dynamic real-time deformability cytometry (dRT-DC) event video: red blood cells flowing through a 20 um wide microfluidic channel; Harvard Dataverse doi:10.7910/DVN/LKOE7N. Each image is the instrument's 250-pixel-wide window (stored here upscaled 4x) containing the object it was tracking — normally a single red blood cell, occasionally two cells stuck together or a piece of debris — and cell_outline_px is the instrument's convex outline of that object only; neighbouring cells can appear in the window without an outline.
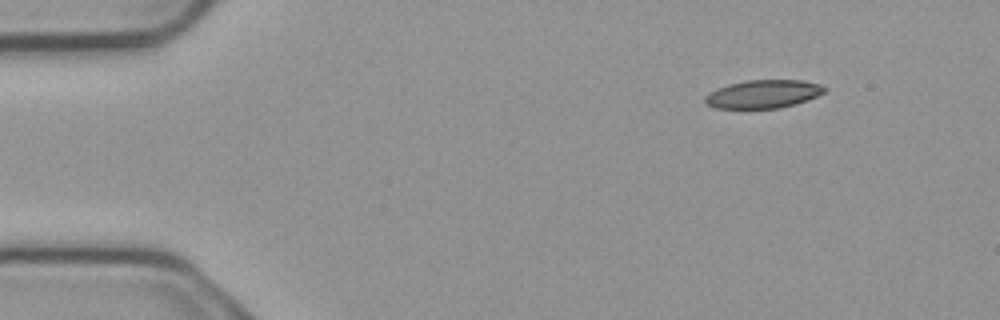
{"species": "common noctule bat (a hibernating species)", "species_latin": "Nyctalus noctula", "temperature_condition": "cold", "stored_images_in_passage": 6, "camera_frame_rate_fps": 3000, "um_per_image_px": 0.085, "animal": {"sex": "male", "body_mass_g": 23.1, "forearm_length_mm": 52.7}, "frame": {"image": 1, "passage_image": 1, "time_ms": 0.0, "image_size_px": [1000, 320], "cell_outline_px": [[828, 88], [824, 92], [816, 96], [796, 104], [780, 108], [716, 108], [708, 104], [704, 100], [704, 96], [708, 92], [716, 88], [728, 84], [748, 80], [800, 80], [820, 84]], "centroid_in_image_um": [64.86, 7.99], "position_along_channel_um": 20.1, "area_um2": 19.65}}
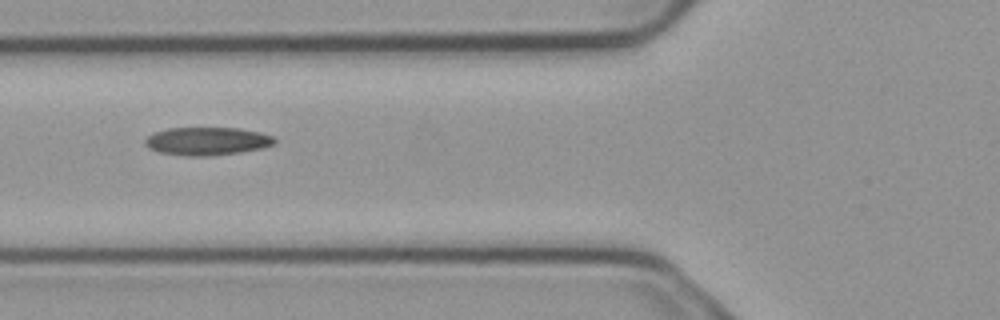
{"frame": {"image": 2, "passage_image": 5, "time_ms": 1.333, "image_size_px": [1000, 320], "cell_outline_px": [[276, 144], [264, 148], [240, 152], [212, 156], [188, 156], [160, 152], [148, 148], [144, 144], [144, 140], [152, 132], [168, 128], [240, 128], [260, 132], [272, 136], [276, 140]], "centroid_in_image_um": [17.61, 12.0], "position_along_channel_um": 108.2, "area_um2": 21.39}}
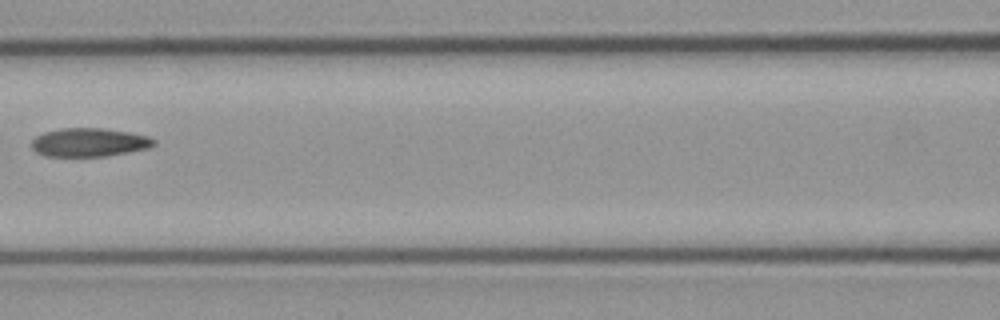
{"frame": {"image": 3, "passage_image": 6, "time_ms": 1.667, "image_size_px": [1000, 320], "cell_outline_px": [[156, 144], [148, 148], [108, 156], [44, 156], [36, 152], [32, 148], [32, 140], [36, 136], [44, 132], [60, 128], [104, 128], [128, 132], [148, 136], [156, 140]], "centroid_in_image_um": [7.58, 12.1], "position_along_channel_um": 159.0, "area_um2": 20.4}}